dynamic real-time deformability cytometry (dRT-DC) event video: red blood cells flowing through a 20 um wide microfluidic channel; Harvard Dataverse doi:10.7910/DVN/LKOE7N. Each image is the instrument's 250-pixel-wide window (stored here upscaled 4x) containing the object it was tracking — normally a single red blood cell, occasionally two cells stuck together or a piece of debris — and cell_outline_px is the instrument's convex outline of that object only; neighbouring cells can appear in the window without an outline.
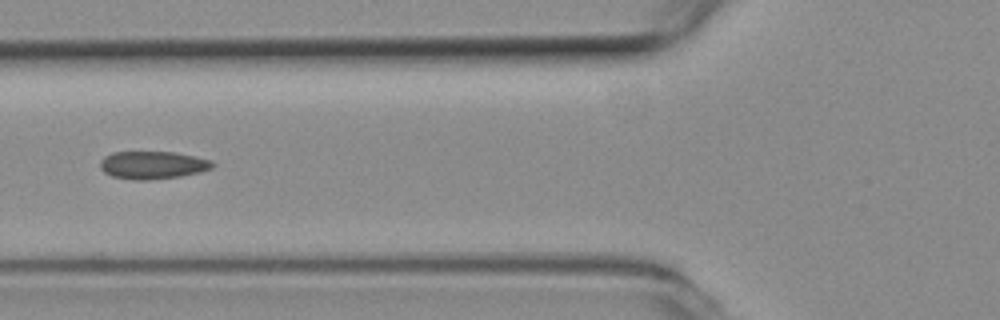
{"species": "common noctule bat (a hibernating species)", "species_latin": "Nyctalus noctula", "temperature_condition": "room temperature", "stored_images_in_passage": 3, "camera_frame_rate_fps": 3000, "um_per_image_px": 0.085, "animal": {"sex": "female", "body_mass_g": 19.3, "forearm_length_mm": 54.1}, "frame": {"image": 1, "passage_image": 3, "time_ms": 0.667, "image_size_px": [1000, 320], "cell_outline_px": [[216, 164], [212, 168], [200, 172], [180, 176], [148, 180], [132, 180], [112, 176], [104, 172], [100, 168], [100, 160], [104, 156], [112, 152], [172, 152], [212, 160]], "centroid_in_image_um": [12.96, 14.03], "position_along_channel_um": 112.8, "area_um2": 18.21}}